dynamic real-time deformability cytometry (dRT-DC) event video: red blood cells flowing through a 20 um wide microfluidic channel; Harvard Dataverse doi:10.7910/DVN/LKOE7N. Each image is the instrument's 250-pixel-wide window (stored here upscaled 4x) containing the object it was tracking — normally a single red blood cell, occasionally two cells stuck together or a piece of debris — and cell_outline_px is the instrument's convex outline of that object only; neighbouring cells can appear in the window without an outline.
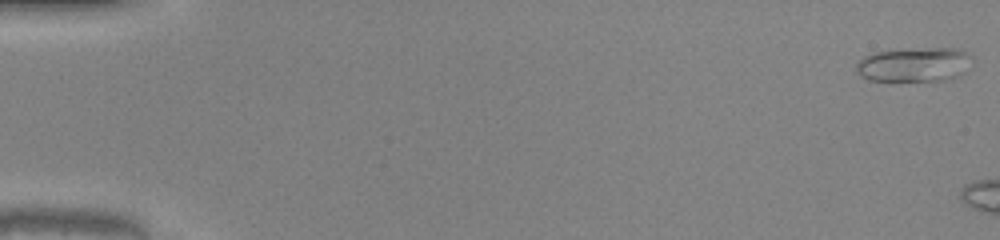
{"species": "common noctule bat (a hibernating species)", "species_latin": "Nyctalus noctula", "temperature_condition": "warm", "stored_images_in_passage": 45, "camera_frame_rate_fps": 3000, "um_per_image_px": 0.085, "animal": {"sex": "male", "body_mass_g": 20.0, "forearm_length_mm": 53.3}, "frame": {"image": 1, "passage_image": 1, "time_ms": 0.0, "image_size_px": [1000, 240], "cell_outline_px": [[976, 60], [960, 76], [952, 80], [868, 80], [860, 76], [856, 72], [856, 64], [864, 56], [872, 52], [928, 48], [960, 48], [972, 56]], "centroid_in_image_um": [77.78, 5.49], "position_along_channel_um": 7.2, "area_um2": 23.47}}
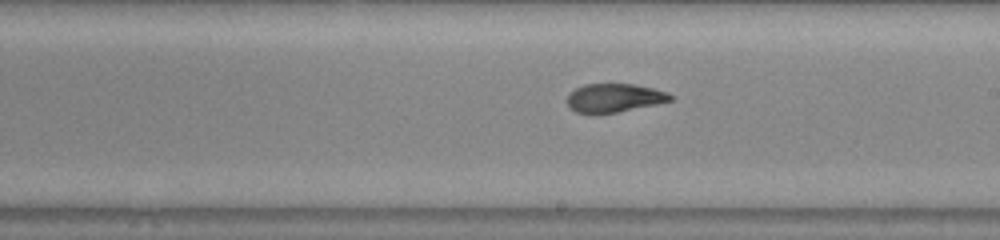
{"frame": {"image": 2, "passage_image": 30, "time_ms": 9.667, "image_size_px": [1000, 240], "cell_outline_px": [[672, 100], [656, 104], [616, 112], [576, 112], [568, 108], [568, 96], [576, 88], [584, 84], [636, 84], [668, 92], [672, 96]], "centroid_in_image_um": [52.23, 8.3], "position_along_channel_um": 236.8, "area_um2": 16.82}}
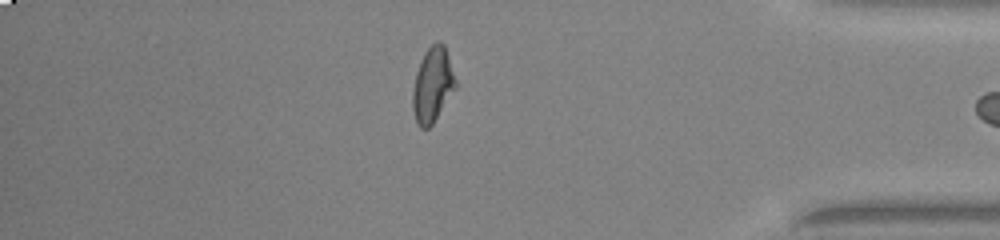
{"frame": {"image": 3, "passage_image": 44, "time_ms": 14.333, "image_size_px": [1000, 240], "cell_outline_px": [[456, 88], [432, 124], [428, 128], [420, 128], [416, 124], [412, 108], [412, 92], [416, 72], [424, 52], [436, 40], [440, 40], [444, 44], [448, 56], [456, 84]], "centroid_in_image_um": [36.74, 7.22], "position_along_channel_um": 398.5, "area_um2": 18.61}}